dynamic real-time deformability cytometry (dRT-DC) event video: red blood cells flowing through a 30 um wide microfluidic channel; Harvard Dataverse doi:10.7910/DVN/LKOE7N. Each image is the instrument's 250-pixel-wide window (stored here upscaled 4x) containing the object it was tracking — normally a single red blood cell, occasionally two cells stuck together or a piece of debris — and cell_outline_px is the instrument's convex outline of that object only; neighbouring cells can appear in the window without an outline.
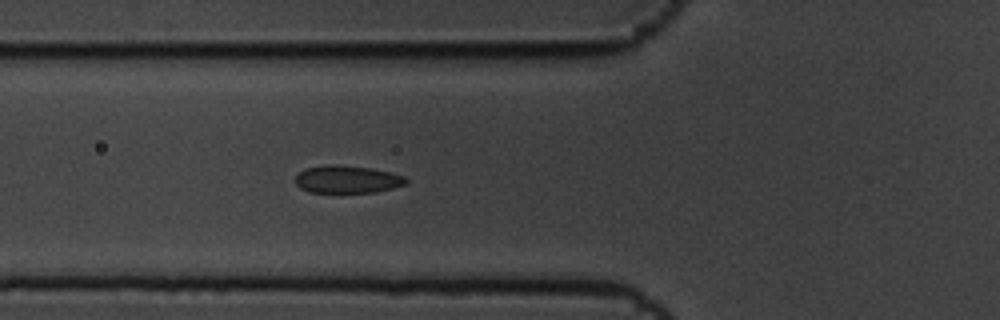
{"species": "common noctule bat (a hibernating species)", "species_latin": "Nyctalus noctula", "temperature_condition": "cold", "stored_images_in_passage": 6, "camera_frame_rate_fps": 3000, "um_per_image_px": 0.085, "animal": {"sex": "male", "body_mass_g": 19.5, "forearm_length_mm": 54.6}, "frame": {"image": 1, "passage_image": 6, "time_ms": 1.667, "image_size_px": [1000, 320], "cell_outline_px": [[408, 184], [392, 188], [372, 192], [308, 192], [300, 188], [296, 184], [296, 176], [304, 168], [324, 164], [336, 164], [372, 168], [392, 172], [404, 176], [408, 180]], "centroid_in_image_um": [29.52, 15.23], "position_along_channel_um": 96.3, "area_um2": 17.98}}